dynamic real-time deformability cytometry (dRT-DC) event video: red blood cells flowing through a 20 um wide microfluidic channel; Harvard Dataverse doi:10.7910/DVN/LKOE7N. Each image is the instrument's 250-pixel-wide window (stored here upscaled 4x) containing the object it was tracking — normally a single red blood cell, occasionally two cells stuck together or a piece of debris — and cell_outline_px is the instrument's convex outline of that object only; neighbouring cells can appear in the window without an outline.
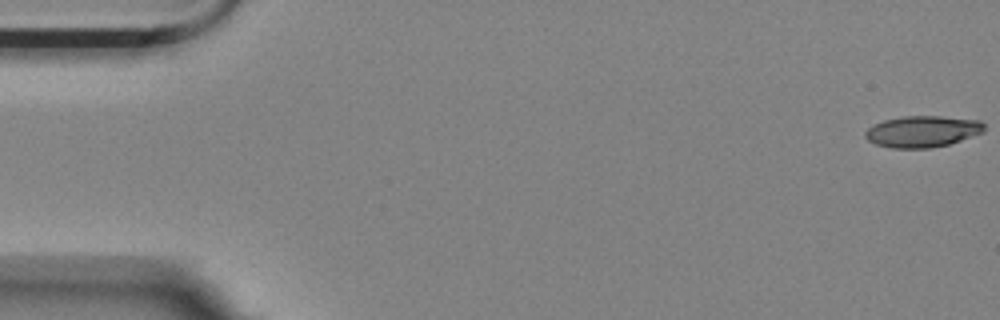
{"species": "Egyptian fruit bat (a non-hibernating species)", "species_latin": "Rousettus aegyptiacus", "temperature_condition": "room temperature", "stored_images_in_passage": 56, "camera_frame_rate_fps": 3000, "um_per_image_px": 0.085, "animal": {"sex": "female"}, "frame": {"image": 1, "passage_image": 1, "time_ms": 0.0, "image_size_px": [1000, 320], "cell_outline_px": [[984, 132], [948, 144], [932, 148], [892, 148], [876, 144], [868, 140], [864, 136], [864, 132], [872, 124], [884, 120], [900, 116], [940, 116], [980, 120], [984, 124]], "centroid_in_image_um": [78.38, 11.17], "position_along_channel_um": 6.6, "area_um2": 21.85}}
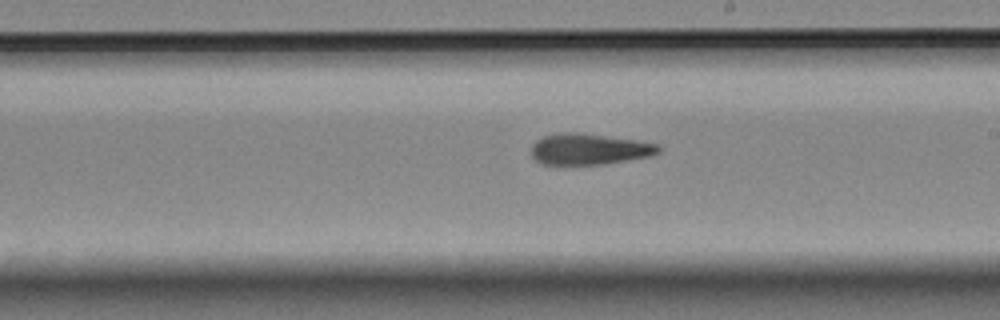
{"frame": {"image": 2, "passage_image": 32, "time_ms": 10.333, "image_size_px": [1000, 320], "cell_outline_px": [[660, 152], [652, 156], [604, 164], [540, 164], [532, 156], [532, 144], [536, 140], [544, 136], [560, 132], [576, 132], [636, 140], [656, 144], [660, 148]], "centroid_in_image_um": [50.06, 12.68], "position_along_channel_um": 238.9, "area_um2": 22.95}}
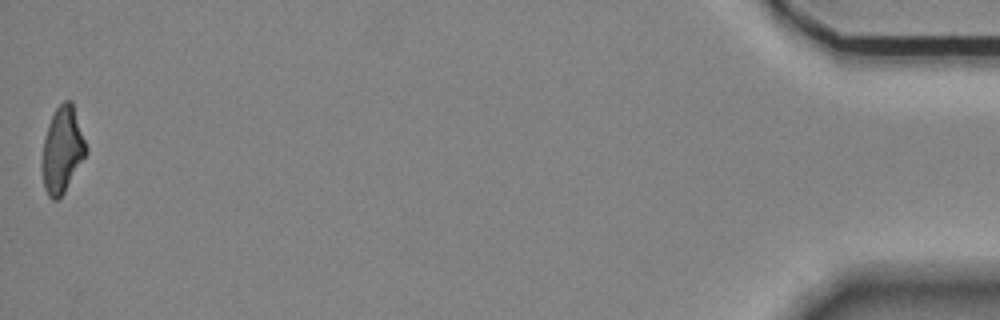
{"frame": {"image": 3, "passage_image": 56, "time_ms": 18.333, "image_size_px": [1000, 320], "cell_outline_px": [[88, 152], [64, 192], [56, 200], [52, 200], [48, 196], [44, 188], [44, 140], [48, 124], [56, 108], [64, 100], [72, 100], [88, 148]], "centroid_in_image_um": [5.34, 12.7], "position_along_channel_um": 429.9, "area_um2": 21.56}, "authors_computed_cell_mechanics": {"area_um2": 22.9755, "velocity_mm_per_s": 3.5731, "shape_relaxation_time_tau1_ms": null, "shape_relaxation_time_tau2_ms": 4.2475, "deformation_change_tau1": null, "deformation_change_tau2": 0.1459}}